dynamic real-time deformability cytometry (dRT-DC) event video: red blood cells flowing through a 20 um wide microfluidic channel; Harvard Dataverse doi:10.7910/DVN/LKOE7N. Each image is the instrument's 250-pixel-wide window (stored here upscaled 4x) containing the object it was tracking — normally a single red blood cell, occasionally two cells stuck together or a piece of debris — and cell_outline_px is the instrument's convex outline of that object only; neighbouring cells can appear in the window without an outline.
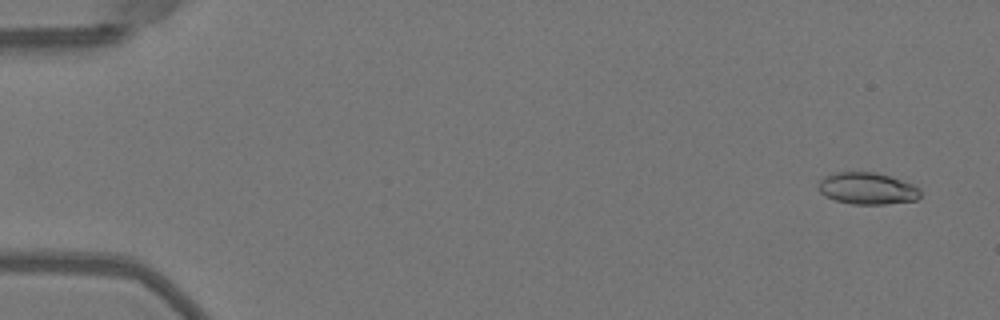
{"species": "Egyptian fruit bat (a non-hibernating species)", "species_latin": "Rousettus aegyptiacus", "temperature_condition": "warm", "stored_images_in_passage": 15, "camera_frame_rate_fps": 3000, "um_per_image_px": 0.085, "animal": {"sex": "female"}, "frame": {"image": 1, "passage_image": 3, "time_ms": 0.667, "image_size_px": [1000, 320], "cell_outline_px": [[920, 196], [916, 200], [884, 204], [852, 204], [836, 200], [820, 192], [820, 180], [824, 176], [836, 172], [876, 172], [912, 184], [920, 188]], "centroid_in_image_um": [73.74, 16.01], "position_along_channel_um": 11.3, "area_um2": 18.61}}